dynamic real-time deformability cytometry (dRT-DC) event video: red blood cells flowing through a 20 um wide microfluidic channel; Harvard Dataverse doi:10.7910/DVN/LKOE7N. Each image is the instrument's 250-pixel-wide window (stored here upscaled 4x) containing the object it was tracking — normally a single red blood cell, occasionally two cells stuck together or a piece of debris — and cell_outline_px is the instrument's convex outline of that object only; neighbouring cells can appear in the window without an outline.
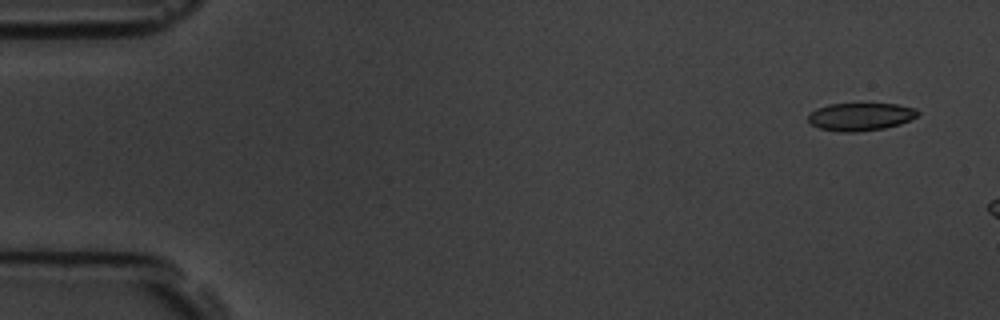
{"species": "common noctule bat (a hibernating species)", "species_latin": "Nyctalus noctula", "temperature_condition": "room temperature", "stored_images_in_passage": 3, "camera_frame_rate_fps": 3000, "um_per_image_px": 0.085, "animal": {"sex": "male", "body_mass_g": 19.5, "forearm_length_mm": 54.6}, "frame": {"image": 1, "passage_image": 1, "time_ms": 0.0, "image_size_px": [1000, 320], "cell_outline_px": [[920, 112], [916, 116], [900, 124], [884, 128], [856, 132], [840, 132], [820, 128], [812, 124], [808, 120], [808, 116], [816, 108], [828, 104], [896, 104], [916, 108]], "centroid_in_image_um": [73.14, 9.91], "position_along_channel_um": 11.9, "area_um2": 17.63}}